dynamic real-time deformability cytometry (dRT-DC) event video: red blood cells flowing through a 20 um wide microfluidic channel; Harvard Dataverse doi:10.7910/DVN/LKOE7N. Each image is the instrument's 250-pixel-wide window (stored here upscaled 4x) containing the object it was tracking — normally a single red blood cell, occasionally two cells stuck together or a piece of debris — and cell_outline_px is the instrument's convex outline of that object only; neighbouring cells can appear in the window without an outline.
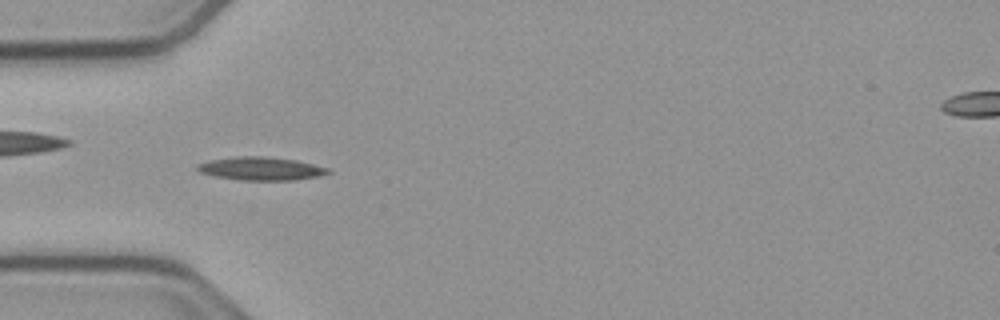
{"species": "common noctule bat (a hibernating species)", "species_latin": "Nyctalus noctula", "temperature_condition": "cold", "stored_images_in_passage": 47, "camera_frame_rate_fps": 3000, "um_per_image_px": 0.085, "animal": {"sex": "male", "body_mass_g": 23.1, "forearm_length_mm": 52.7}, "frame": {"image": 1, "passage_image": 10, "time_ms": 3.0, "image_size_px": [1000, 320], "cell_outline_px": [[332, 172], [320, 176], [292, 180], [240, 180], [216, 176], [200, 172], [196, 168], [196, 164], [208, 160], [236, 156], [268, 156], [296, 160], [332, 168]], "centroid_in_image_um": [22.22, 14.32], "position_along_channel_um": 62.8, "area_um2": 17.92}}
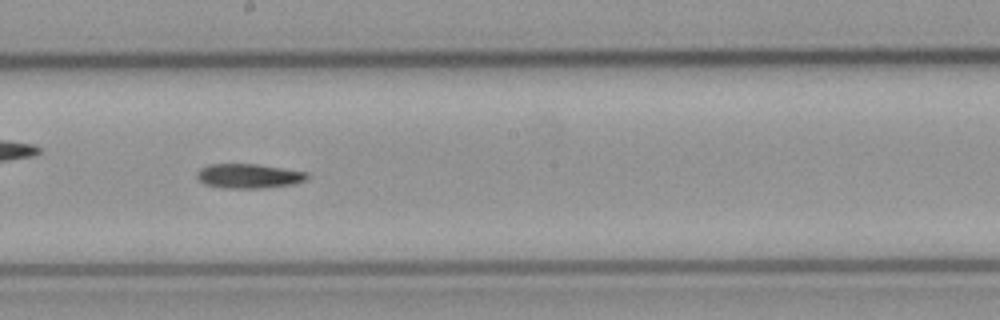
{"frame": {"image": 2, "passage_image": 23, "time_ms": 7.333, "image_size_px": [1000, 320], "cell_outline_px": [[308, 180], [296, 184], [264, 188], [220, 188], [204, 184], [196, 176], [196, 172], [200, 168], [208, 164], [256, 164], [308, 172]], "centroid_in_image_um": [21.15, 14.97], "position_along_channel_um": 227.0, "area_um2": 15.95}}
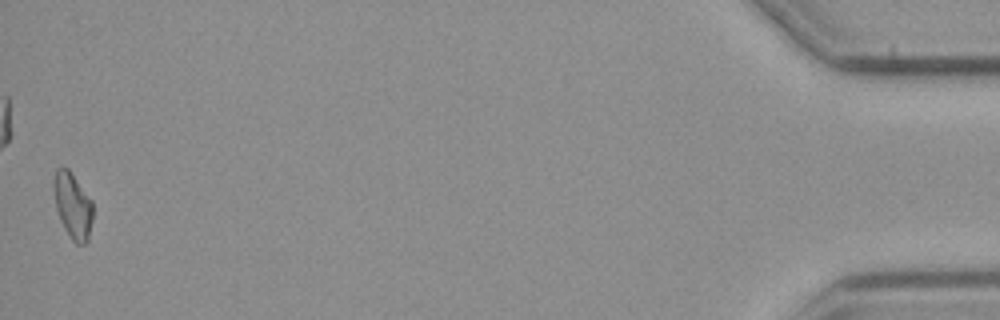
{"frame": {"image": 3, "passage_image": 47, "time_ms": 15.333, "image_size_px": [1000, 320], "cell_outline_px": [[92, 220], [88, 240], [84, 244], [76, 244], [72, 240], [64, 228], [60, 220], [56, 208], [52, 188], [52, 184], [56, 168], [68, 168], [92, 200]], "centroid_in_image_um": [6.16, 17.47], "position_along_channel_um": 429.0, "area_um2": 15.09}}